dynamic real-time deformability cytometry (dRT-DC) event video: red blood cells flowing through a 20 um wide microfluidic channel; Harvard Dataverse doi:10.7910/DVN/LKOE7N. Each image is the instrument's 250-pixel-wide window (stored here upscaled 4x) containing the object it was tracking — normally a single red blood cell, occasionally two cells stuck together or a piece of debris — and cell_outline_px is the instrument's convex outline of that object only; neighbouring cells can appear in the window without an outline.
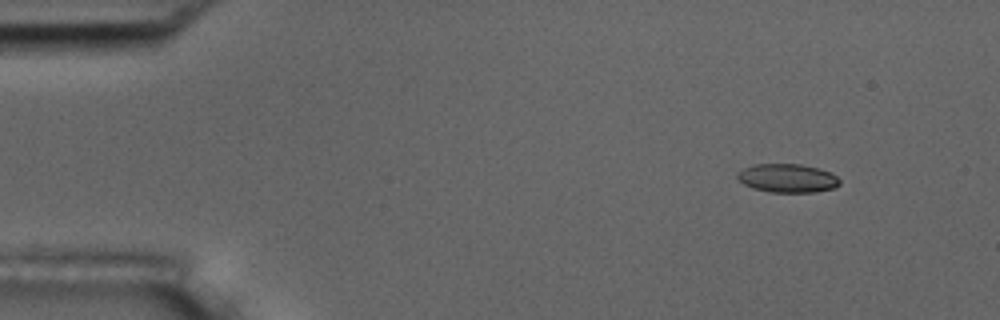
{"species": "common noctule bat (a hibernating species)", "species_latin": "Nyctalus noctula", "temperature_condition": "room temperature", "stored_images_in_passage": 5, "camera_frame_rate_fps": 3000, "um_per_image_px": 0.085, "animal": {"sex": "male", "body_mass_g": 17.5, "forearm_length_mm": 52.3}, "frame": {"image": 1, "passage_image": 2, "time_ms": 1.333, "image_size_px": [1000, 320], "cell_outline_px": [[840, 184], [836, 188], [816, 192], [772, 192], [752, 188], [744, 184], [736, 176], [736, 172], [744, 168], [756, 164], [800, 164], [820, 168], [836, 176], [840, 180]], "centroid_in_image_um": [66.95, 15.14], "position_along_channel_um": 18.1, "area_um2": 17.11}}